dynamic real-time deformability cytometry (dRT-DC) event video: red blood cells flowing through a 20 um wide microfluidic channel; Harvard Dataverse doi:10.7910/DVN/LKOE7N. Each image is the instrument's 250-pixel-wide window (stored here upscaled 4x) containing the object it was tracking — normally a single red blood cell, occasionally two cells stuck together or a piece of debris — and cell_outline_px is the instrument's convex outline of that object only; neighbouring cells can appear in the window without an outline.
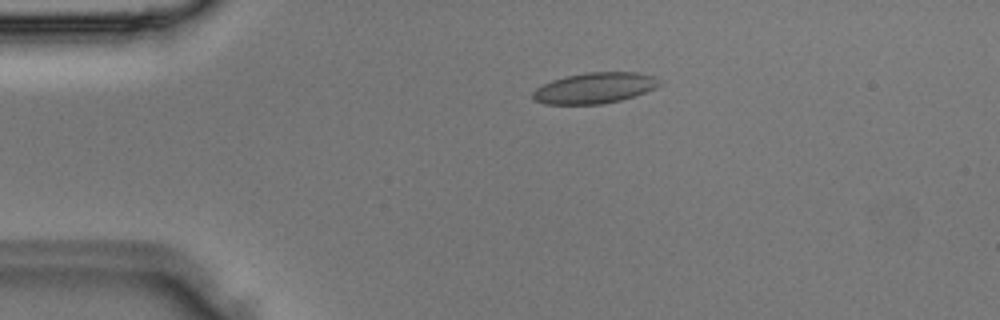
{"species": "Egyptian fruit bat (a non-hibernating species)", "species_latin": "Rousettus aegyptiacus", "temperature_condition": "room temperature", "stored_images_in_passage": 3, "camera_frame_rate_fps": 3000, "um_per_image_px": 0.085, "animal": {"sex": "male"}, "frame": {"image": 1, "passage_image": 2, "time_ms": 0.333, "image_size_px": [1000, 320], "cell_outline_px": [[660, 84], [656, 88], [620, 100], [600, 104], [544, 104], [536, 100], [532, 96], [532, 92], [536, 88], [552, 80], [564, 76], [588, 72], [636, 72], [652, 76], [660, 80]], "centroid_in_image_um": [50.52, 7.47], "position_along_channel_um": 34.5, "area_um2": 22.54}}